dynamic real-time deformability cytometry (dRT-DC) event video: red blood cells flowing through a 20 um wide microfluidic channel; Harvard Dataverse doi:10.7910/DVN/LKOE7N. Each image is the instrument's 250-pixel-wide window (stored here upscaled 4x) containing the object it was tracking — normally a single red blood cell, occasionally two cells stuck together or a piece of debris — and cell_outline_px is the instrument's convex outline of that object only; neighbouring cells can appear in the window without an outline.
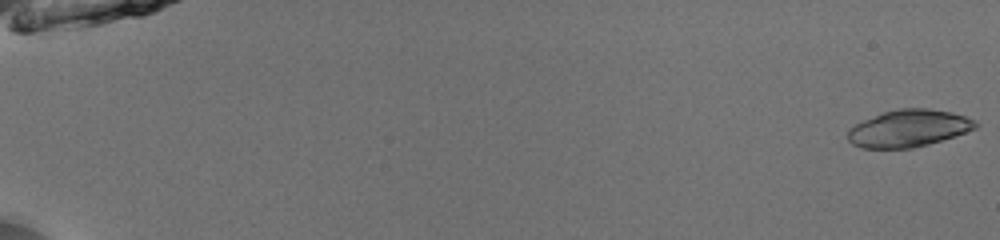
{"species": "common noctule bat (a hibernating species)", "species_latin": "Nyctalus noctula", "temperature_condition": "room temperature", "stored_images_in_passage": 52, "camera_frame_rate_fps": 3000, "um_per_image_px": 0.085, "animal": {"sex": "male", "body_mass_g": 13.0, "forearm_length_mm": 53.1}, "frame": {"image": 1, "passage_image": 1, "time_ms": 0.0, "image_size_px": [1000, 240], "cell_outline_px": [[980, 124], [976, 128], [956, 136], [928, 144], [912, 148], [860, 148], [852, 144], [848, 140], [848, 128], [864, 120], [884, 112], [900, 108], [928, 108], [952, 112], [976, 120]], "centroid_in_image_um": [77.25, 10.91], "position_along_channel_um": 7.7, "area_um2": 27.69}}
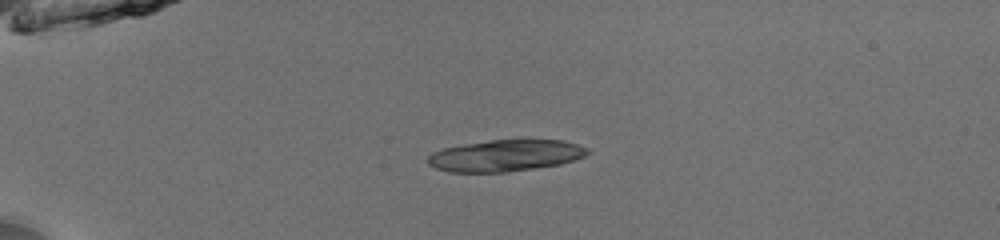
{"frame": {"image": 2, "passage_image": 15, "time_ms": 4.667, "image_size_px": [1000, 240], "cell_outline_px": [[592, 152], [584, 156], [560, 164], [508, 172], [448, 172], [436, 168], [428, 164], [428, 156], [432, 152], [444, 148], [464, 144], [488, 140], [524, 136], [560, 140], [576, 144], [588, 148]], "centroid_in_image_um": [43.0, 13.18], "position_along_channel_um": 42.0, "area_um2": 30.29}, "authors_computed_cell_mechanics": {"area_um2": 27.6284, "velocity_mm_per_s": 3.9652, "shape_relaxation_time_tau1_ms": null, "shape_relaxation_time_tau2_ms": 1.613, "deformation_change_tau1": null, "deformation_change_tau2": 0.0944}}